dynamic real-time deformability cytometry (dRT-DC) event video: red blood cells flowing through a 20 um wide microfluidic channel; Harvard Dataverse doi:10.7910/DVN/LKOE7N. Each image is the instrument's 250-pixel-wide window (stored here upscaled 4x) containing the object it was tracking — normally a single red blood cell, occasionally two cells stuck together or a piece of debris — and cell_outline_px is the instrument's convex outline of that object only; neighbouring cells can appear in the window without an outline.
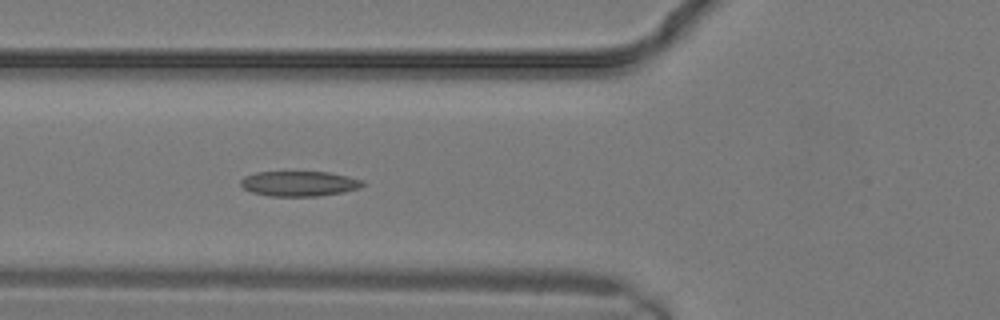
{"species": "common noctule bat (a hibernating species)", "species_latin": "Nyctalus noctula", "temperature_condition": "warm", "stored_images_in_passage": 12, "camera_frame_rate_fps": 3000, "um_per_image_px": 0.085, "animal": {"sex": "male", "body_mass_g": 19.2, "forearm_length_mm": 51.8}, "frame": {"image": 1, "passage_image": 9, "time_ms": 2.667, "image_size_px": [1000, 320], "cell_outline_px": [[364, 184], [360, 188], [344, 192], [316, 196], [268, 196], [252, 192], [244, 188], [240, 184], [240, 180], [244, 176], [256, 172], [328, 172], [348, 176], [360, 180]], "centroid_in_image_um": [25.4, 15.61], "position_along_channel_um": 100.4, "area_um2": 17.8}}
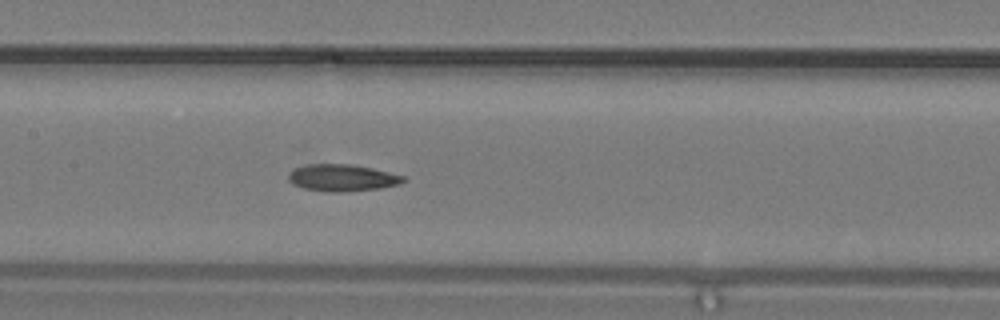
{"frame": {"image": 2, "passage_image": 12, "time_ms": 3.667, "image_size_px": [1000, 320], "cell_outline_px": [[404, 180], [400, 184], [380, 188], [340, 192], [328, 192], [304, 188], [288, 180], [288, 176], [296, 168], [304, 164], [352, 164], [372, 168], [404, 176]], "centroid_in_image_um": [29.1, 15.11], "position_along_channel_um": 178.3, "area_um2": 17.74}}